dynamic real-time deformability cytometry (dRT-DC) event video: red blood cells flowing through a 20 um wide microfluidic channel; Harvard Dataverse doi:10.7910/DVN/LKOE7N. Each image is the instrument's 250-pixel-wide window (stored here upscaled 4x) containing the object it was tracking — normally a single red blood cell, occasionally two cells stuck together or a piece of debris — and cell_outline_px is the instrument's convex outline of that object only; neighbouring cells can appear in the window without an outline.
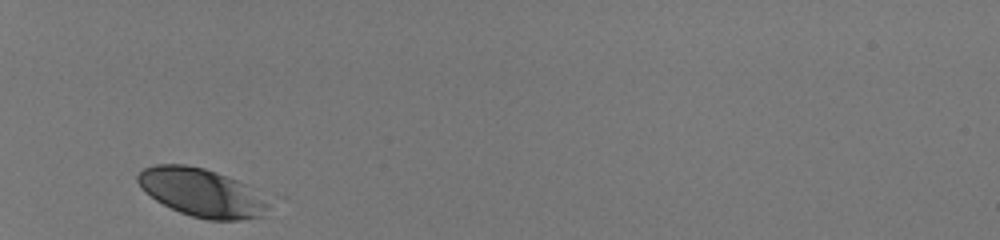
{"species": "human", "species_latin": "Homo sapiens", "temperature_condition": "room temperature", "stored_images_in_passage": 28, "camera_frame_rate_fps": 3000, "um_per_image_px": 0.085, "donor": {"sex": "male"}, "frame": {"image": 1, "passage_image": 1, "time_ms": 0.0, "image_size_px": [1000, 240], "cell_outline_px": [[268, 216], [240, 220], [208, 220], [192, 216], [180, 212], [156, 200], [144, 192], [140, 188], [136, 180], [136, 172], [144, 168], [156, 164], [184, 164], [204, 168], [216, 172], [248, 184], [264, 204]], "centroid_in_image_um": [17.05, 16.36], "position_along_channel_um": 67.9, "area_um2": 36.47}}
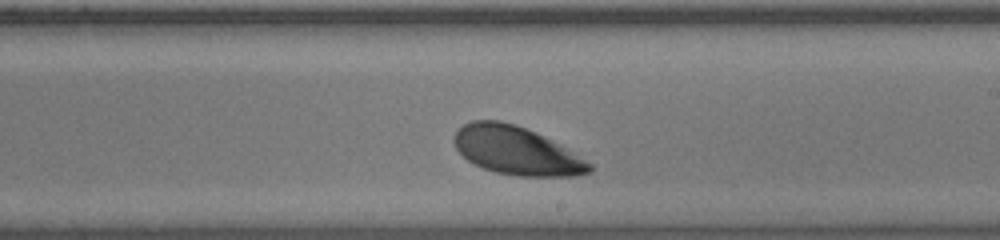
{"frame": {"image": 2, "passage_image": 16, "time_ms": 5.0, "image_size_px": [1000, 240], "cell_outline_px": [[592, 172], [576, 176], [516, 176], [496, 172], [484, 168], [468, 160], [456, 148], [452, 140], [456, 132], [464, 124], [472, 120], [500, 120], [524, 128], [544, 136], [592, 164]], "centroid_in_image_um": [43.88, 12.81], "position_along_channel_um": 245.1, "area_um2": 37.51}}
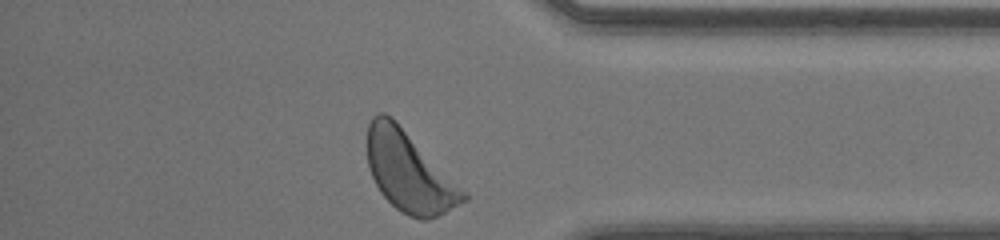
{"frame": {"image": 3, "passage_image": 28, "time_ms": 9.0, "image_size_px": [1000, 240], "cell_outline_px": [[468, 200], [428, 220], [420, 220], [408, 216], [400, 212], [380, 192], [368, 168], [364, 144], [368, 124], [372, 116], [376, 112], [384, 112], [392, 116], [468, 192]], "centroid_in_image_um": [34.74, 14.56], "position_along_channel_um": 400.5, "area_um2": 45.72}, "authors_computed_cell_mechanics": {"area_um2": 38.8127, "velocity_mm_per_s": 4.0066, "shape_relaxation_time_tau1_ms": 0.8806, "shape_relaxation_time_tau2_ms": null, "deformation_change_tau1": 0.087, "deformation_change_tau2": null}}